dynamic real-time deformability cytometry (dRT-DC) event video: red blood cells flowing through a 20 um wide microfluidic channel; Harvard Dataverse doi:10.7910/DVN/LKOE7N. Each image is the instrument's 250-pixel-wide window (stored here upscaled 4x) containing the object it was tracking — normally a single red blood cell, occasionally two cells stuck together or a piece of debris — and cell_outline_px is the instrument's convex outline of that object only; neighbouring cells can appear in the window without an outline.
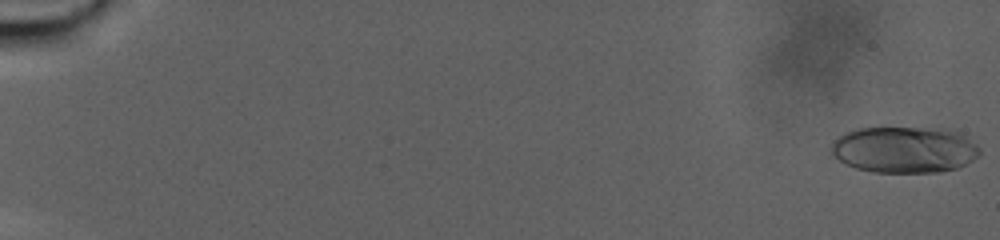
{"species": "human", "species_latin": "Homo sapiens", "temperature_condition": "warm", "stored_images_in_passage": 103, "camera_frame_rate_fps": 3000, "um_per_image_px": 0.085, "donor": {"sex": "male"}, "frame": {"image": 1, "passage_image": 1, "time_ms": 0.0, "image_size_px": [1000, 240], "cell_outline_px": [[980, 152], [972, 160], [956, 168], [940, 172], [872, 172], [856, 168], [840, 160], [832, 152], [832, 144], [840, 136], [856, 128], [948, 128], [960, 132], [976, 144], [980, 148]], "centroid_in_image_um": [76.92, 12.71], "position_along_channel_um": 8.1, "area_um2": 39.88}}
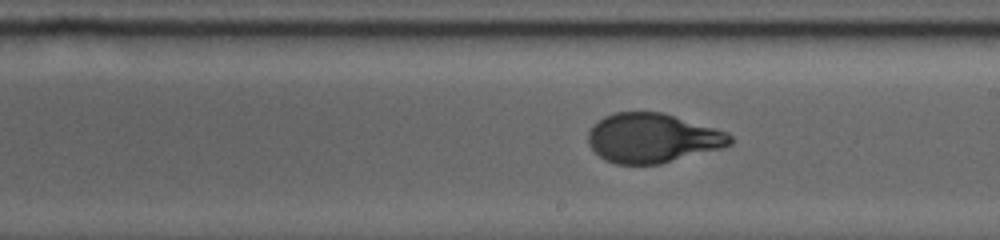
{"frame": {"image": 2, "passage_image": 63, "time_ms": 20.667, "image_size_px": [1000, 240], "cell_outline_px": [[732, 144], [724, 148], [660, 164], [616, 164], [604, 160], [588, 144], [588, 132], [592, 124], [604, 116], [616, 112], [664, 112], [728, 132], [732, 136]], "centroid_in_image_um": [55.47, 11.73], "position_along_channel_um": 233.5, "area_um2": 41.21}}
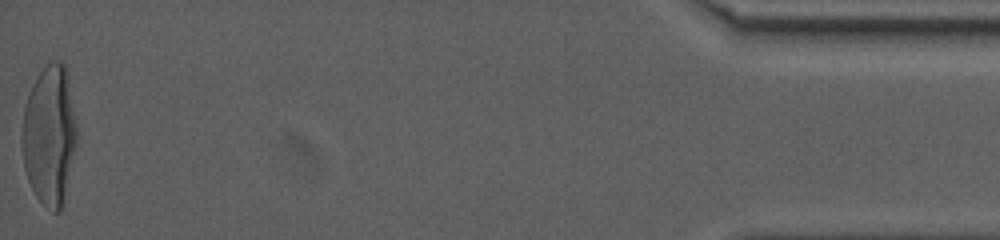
{"frame": {"image": 3, "passage_image": 103, "time_ms": 34.0, "image_size_px": [1000, 240], "cell_outline_px": [[76, 144], [64, 204], [60, 212], [52, 212], [36, 196], [28, 180], [24, 168], [20, 144], [20, 136], [24, 104], [28, 92], [36, 76], [52, 60], [60, 60], [64, 64], [76, 124]], "centroid_in_image_um": [4.16, 11.53], "position_along_channel_um": 431.0, "area_um2": 44.91}, "authors_computed_cell_mechanics": {"area_um2": 40.46, "velocity_mm_per_s": 2.105, "shape_relaxation_time_tau1_ms": 9.4499, "shape_relaxation_time_tau2_ms": null, "deformation_change_tau1": 0.2757, "deformation_change_tau2": null}}